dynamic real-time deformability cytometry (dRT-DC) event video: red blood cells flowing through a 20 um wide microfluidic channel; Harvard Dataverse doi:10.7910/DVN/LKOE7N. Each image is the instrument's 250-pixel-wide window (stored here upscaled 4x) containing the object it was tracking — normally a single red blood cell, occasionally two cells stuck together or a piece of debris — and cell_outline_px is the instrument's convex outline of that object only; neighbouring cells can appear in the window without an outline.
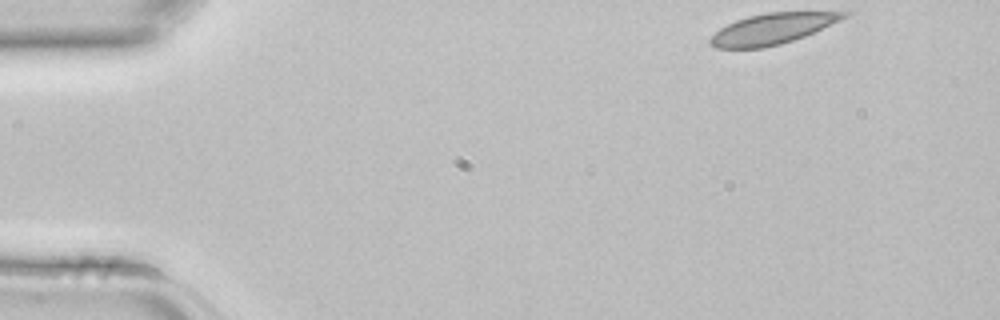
{"species": "common noctule bat (a hibernating species)", "species_latin": "Nyctalus noctula", "temperature_condition": "room temperature", "stored_images_in_passage": 3, "camera_frame_rate_fps": 3000, "um_per_image_px": 0.085, "animal": {"sex": "female", "body_mass_g": 22.7, "forearm_length_mm": 54.2}, "frame": {"image": 1, "passage_image": 1, "time_ms": 0.0, "image_size_px": [1000, 320], "cell_outline_px": [[852, 12], [848, 16], [840, 20], [804, 36], [780, 44], [764, 48], [716, 48], [708, 44], [708, 40], [720, 28], [736, 20], [748, 16], [768, 12]], "centroid_in_image_um": [65.61, 2.45], "position_along_channel_um": 19.4, "area_um2": 23.7}}
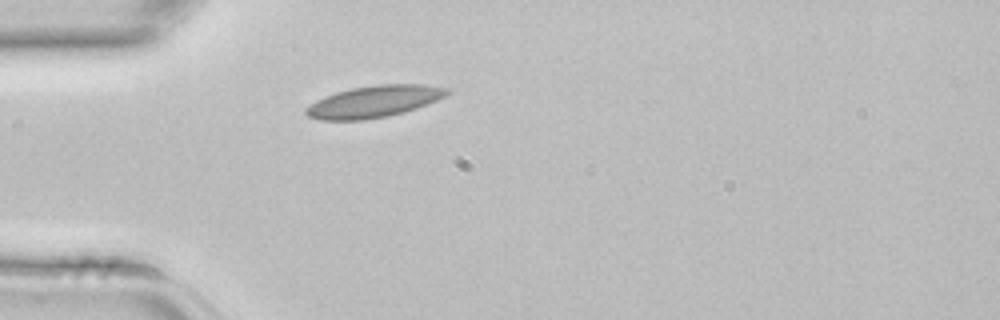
{"frame": {"image": 2, "passage_image": 3, "time_ms": 0.667, "image_size_px": [1000, 320], "cell_outline_px": [[452, 92], [428, 104], [404, 112], [388, 116], [364, 120], [320, 120], [308, 116], [304, 112], [304, 108], [316, 100], [336, 92], [352, 88], [376, 84], [424, 84], [452, 88]], "centroid_in_image_um": [31.82, 8.62], "position_along_channel_um": 53.2, "area_um2": 26.3}}